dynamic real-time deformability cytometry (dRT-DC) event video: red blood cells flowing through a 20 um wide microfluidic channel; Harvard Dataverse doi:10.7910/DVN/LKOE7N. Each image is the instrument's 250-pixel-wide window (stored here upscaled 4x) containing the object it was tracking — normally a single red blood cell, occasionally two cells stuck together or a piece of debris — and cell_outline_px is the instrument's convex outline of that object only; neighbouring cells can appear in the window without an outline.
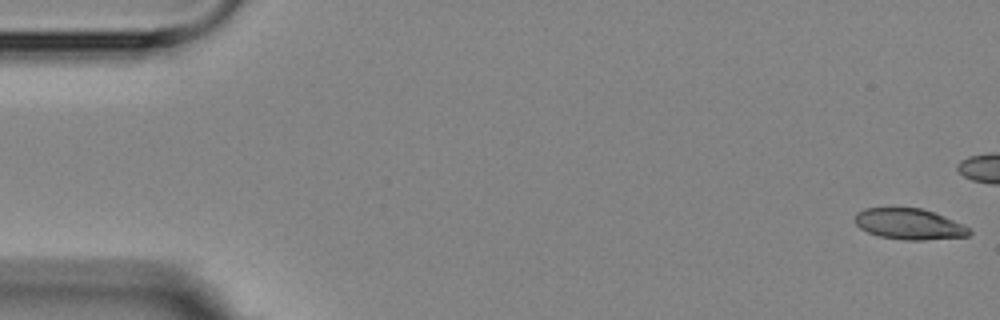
{"species": "Egyptian fruit bat (a non-hibernating species)", "species_latin": "Rousettus aegyptiacus", "temperature_condition": "room temperature", "stored_images_in_passage": 5, "camera_frame_rate_fps": 3000, "um_per_image_px": 0.085, "animal": {"sex": "female"}, "frame": {"image": 1, "passage_image": 1, "time_ms": 0.0, "image_size_px": [1000, 320], "cell_outline_px": [[972, 232], [968, 236], [924, 240], [904, 240], [880, 236], [868, 232], [860, 228], [856, 224], [856, 212], [864, 208], [920, 208], [944, 216], [968, 228]], "centroid_in_image_um": [77.26, 19.05], "position_along_channel_um": 7.7, "area_um2": 20.29}}